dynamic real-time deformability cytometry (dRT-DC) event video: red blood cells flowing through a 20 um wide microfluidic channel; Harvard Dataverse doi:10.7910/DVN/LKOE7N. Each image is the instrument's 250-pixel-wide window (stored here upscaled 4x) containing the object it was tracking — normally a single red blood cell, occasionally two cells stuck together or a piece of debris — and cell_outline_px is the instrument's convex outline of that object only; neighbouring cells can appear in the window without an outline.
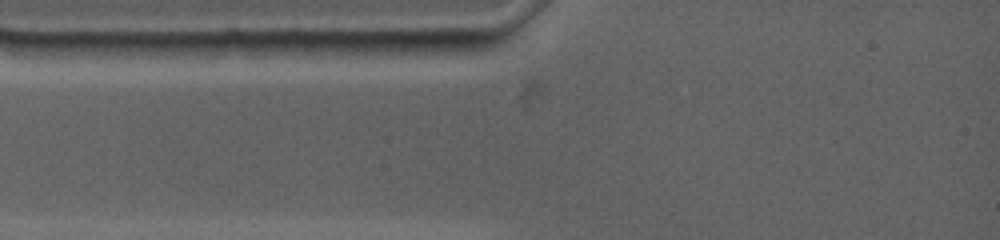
{"species": "common noctule bat (a hibernating species)", "species_latin": "Nyctalus noctula", "temperature_condition": "warm", "stored_images_in_passage": 1, "camera_frame_rate_fps": 4500, "um_per_image_px": 0.085, "animal": {"sex": "female", "body_mass_g": 19.0, "forearm_length_mm": 53.3}, "frame": {"image": 1, "passage_image": 1, "time_ms": 0.0, "image_size_px": [1000, 240], "cell_outline_px": [[304, 40], [284, 56], [264, 60], [196, 60], [164, 48], [156, 44], [224, 40]], "centroid_in_image_um": [19.84, 4.2], "position_along_channel_um": 65.2, "area_um2": 16.18}}